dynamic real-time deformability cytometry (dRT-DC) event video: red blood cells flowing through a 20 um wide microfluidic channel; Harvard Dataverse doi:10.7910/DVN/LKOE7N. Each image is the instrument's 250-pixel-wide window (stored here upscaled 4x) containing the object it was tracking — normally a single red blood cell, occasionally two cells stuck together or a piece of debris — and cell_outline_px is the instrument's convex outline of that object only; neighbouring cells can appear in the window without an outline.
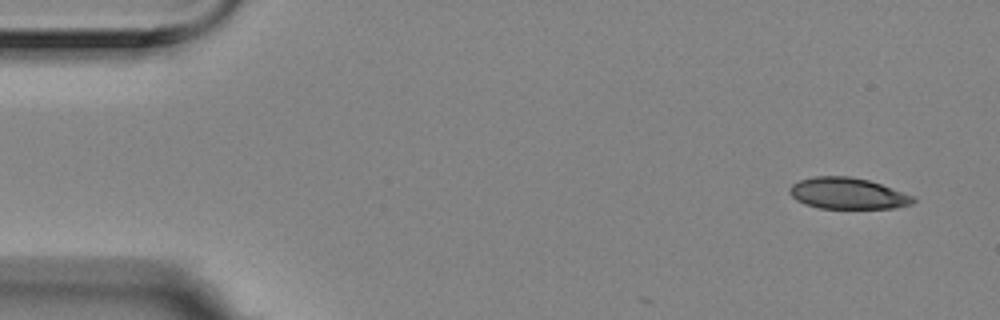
{"species": "Egyptian fruit bat (a non-hibernating species)", "species_latin": "Rousettus aegyptiacus", "temperature_condition": "room temperature", "stored_images_in_passage": 3, "camera_frame_rate_fps": 3000, "um_per_image_px": 0.085, "animal": {"sex": "female"}, "frame": {"image": 1, "passage_image": 1, "time_ms": 0.0, "image_size_px": [1000, 320], "cell_outline_px": [[916, 200], [912, 204], [896, 208], [820, 208], [804, 204], [796, 200], [788, 192], [788, 188], [792, 184], [800, 180], [812, 176], [848, 176], [868, 180], [916, 196]], "centroid_in_image_um": [72.05, 16.44], "position_along_channel_um": 13.0, "area_um2": 22.66}}
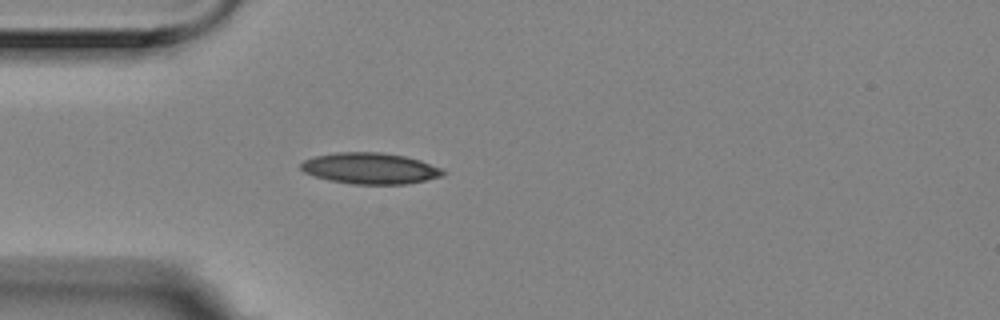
{"frame": {"image": 2, "passage_image": 3, "time_ms": 0.667, "image_size_px": [1000, 320], "cell_outline_px": [[448, 172], [444, 176], [404, 184], [352, 184], [332, 180], [316, 176], [304, 172], [300, 168], [300, 164], [304, 160], [316, 156], [336, 152], [380, 152], [404, 156], [420, 160], [444, 168]], "centroid_in_image_um": [31.52, 14.3], "position_along_channel_um": 53.5, "area_um2": 25.78}}